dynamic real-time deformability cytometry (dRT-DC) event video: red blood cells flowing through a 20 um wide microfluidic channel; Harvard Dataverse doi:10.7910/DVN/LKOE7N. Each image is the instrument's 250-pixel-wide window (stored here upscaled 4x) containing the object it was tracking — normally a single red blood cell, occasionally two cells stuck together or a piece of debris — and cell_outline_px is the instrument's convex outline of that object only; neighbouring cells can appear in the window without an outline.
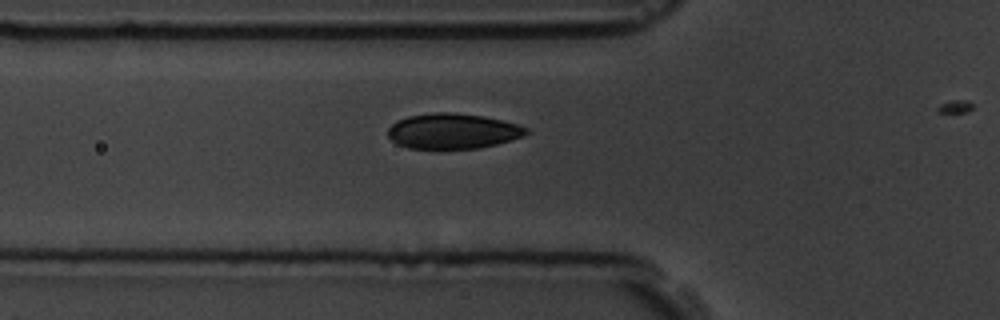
{"species": "common noctule bat (a hibernating species)", "species_latin": "Nyctalus noctula", "temperature_condition": "room temperature", "stored_images_in_passage": 8, "camera_frame_rate_fps": 3000, "um_per_image_px": 0.085, "animal": {"sex": "male", "body_mass_g": 19.5, "forearm_length_mm": 54.6}, "frame": {"image": 1, "passage_image": 7, "time_ms": 8.0, "image_size_px": [1000, 320], "cell_outline_px": [[528, 132], [524, 136], [496, 144], [476, 148], [408, 148], [396, 144], [388, 136], [388, 128], [396, 120], [408, 116], [436, 112], [452, 112], [484, 116], [516, 124], [528, 128]], "centroid_in_image_um": [38.45, 11.14], "position_along_channel_um": 87.3, "area_um2": 28.32}}